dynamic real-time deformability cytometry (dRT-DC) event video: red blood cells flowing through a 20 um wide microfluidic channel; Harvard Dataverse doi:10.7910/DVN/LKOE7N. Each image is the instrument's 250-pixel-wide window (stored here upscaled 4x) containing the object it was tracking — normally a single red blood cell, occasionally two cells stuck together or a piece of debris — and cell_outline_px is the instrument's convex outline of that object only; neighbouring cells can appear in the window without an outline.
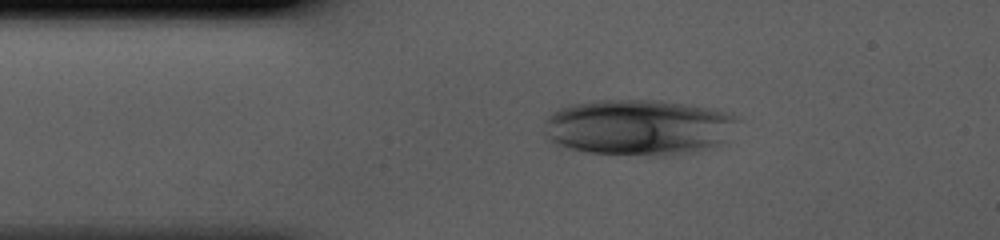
{"species": "human", "species_latin": "Homo sapiens", "temperature_condition": "cold", "stored_images_in_passage": 36, "camera_frame_rate_fps": 3000, "um_per_image_px": 0.085, "donor": {"sex": "male"}, "frame": {"image": 1, "passage_image": 1, "time_ms": 0.0, "image_size_px": [1000, 240], "cell_outline_px": [[740, 120], [724, 140], [716, 144], [692, 152], [668, 156], [660, 156], [584, 152], [568, 148], [544, 140], [544, 120], [552, 112], [568, 104], [592, 100], [660, 100], [712, 108], [728, 112], [736, 116]], "centroid_in_image_um": [54.19, 10.81], "position_along_channel_um": 30.8, "area_um2": 63.7}}
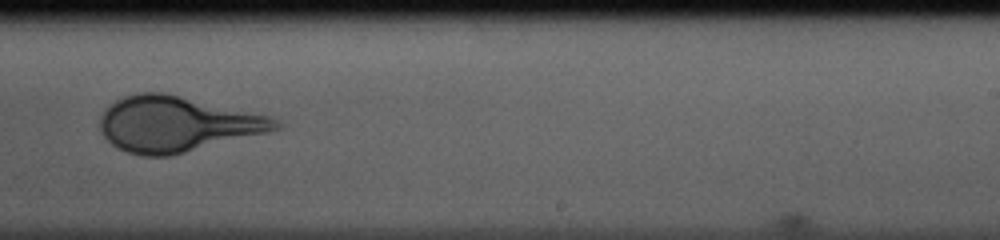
{"frame": {"image": 2, "passage_image": 20, "time_ms": 6.333, "image_size_px": [1000, 240], "cell_outline_px": [[284, 124], [280, 128], [268, 132], [172, 156], [140, 156], [116, 148], [104, 136], [100, 128], [100, 120], [104, 112], [116, 100], [124, 96], [140, 92], [168, 92], [268, 116], [280, 120]], "centroid_in_image_um": [15.05, 10.55], "position_along_channel_um": 274.0, "area_um2": 56.76}}
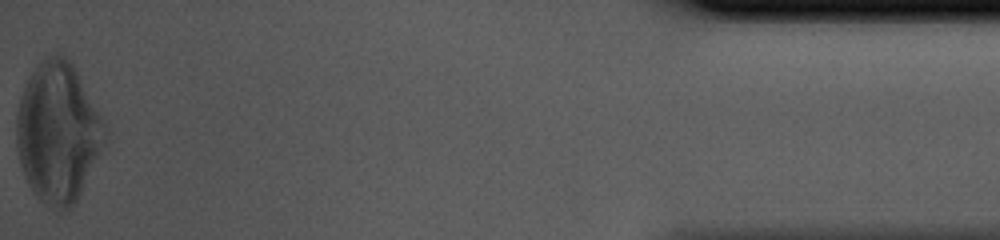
{"frame": {"image": 3, "passage_image": 36, "time_ms": 11.667, "image_size_px": [1000, 240], "cell_outline_px": [[108, 132], [100, 152], [80, 196], [64, 212], [48, 208], [32, 192], [24, 176], [20, 164], [16, 144], [16, 116], [20, 96], [32, 72], [44, 56], [56, 52], [60, 52], [72, 64], [108, 128]], "centroid_in_image_um": [4.91, 11.28], "position_along_channel_um": 430.3, "area_um2": 72.25}}